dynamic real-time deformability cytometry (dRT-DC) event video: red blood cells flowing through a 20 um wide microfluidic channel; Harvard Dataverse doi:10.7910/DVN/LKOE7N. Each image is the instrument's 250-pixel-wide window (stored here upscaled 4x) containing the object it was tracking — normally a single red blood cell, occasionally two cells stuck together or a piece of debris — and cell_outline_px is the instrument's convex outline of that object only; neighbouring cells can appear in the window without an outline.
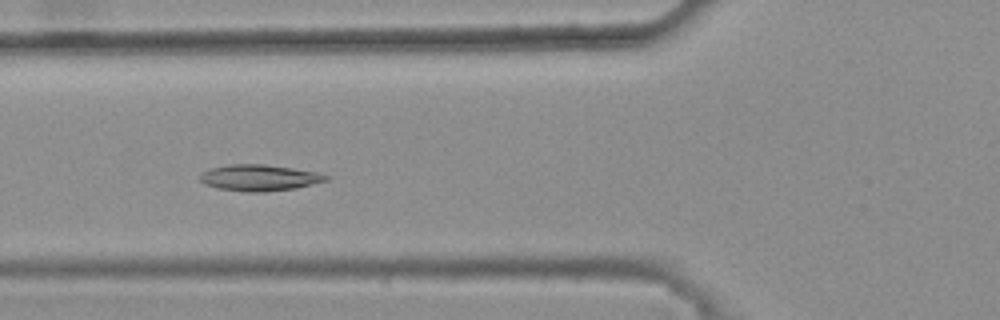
{"species": "common noctule bat (a hibernating species)", "species_latin": "Nyctalus noctula", "temperature_condition": "warm", "stored_images_in_passage": 45, "camera_frame_rate_fps": 3000, "um_per_image_px": 0.085, "animal": {"sex": "female", "body_mass_g": 25.1}, "frame": {"image": 1, "passage_image": 20, "time_ms": 6.333, "image_size_px": [1000, 320], "cell_outline_px": [[328, 180], [296, 188], [264, 192], [244, 192], [216, 188], [204, 184], [200, 180], [200, 176], [204, 172], [212, 168], [228, 164], [264, 164], [292, 168], [316, 172], [328, 176]], "centroid_in_image_um": [22.02, 15.11], "position_along_channel_um": 103.8, "area_um2": 19.19}}
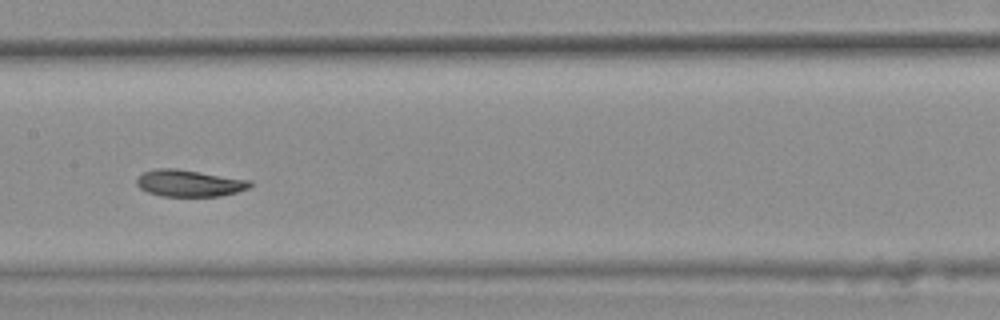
{"frame": {"image": 2, "passage_image": 27, "time_ms": 8.667, "image_size_px": [1000, 320], "cell_outline_px": [[252, 184], [248, 188], [236, 192], [220, 196], [160, 196], [148, 192], [140, 188], [136, 184], [136, 180], [144, 172], [156, 168], [176, 168], [252, 180]], "centroid_in_image_um": [16.09, 15.57], "position_along_channel_um": 191.3, "area_um2": 17.69}}
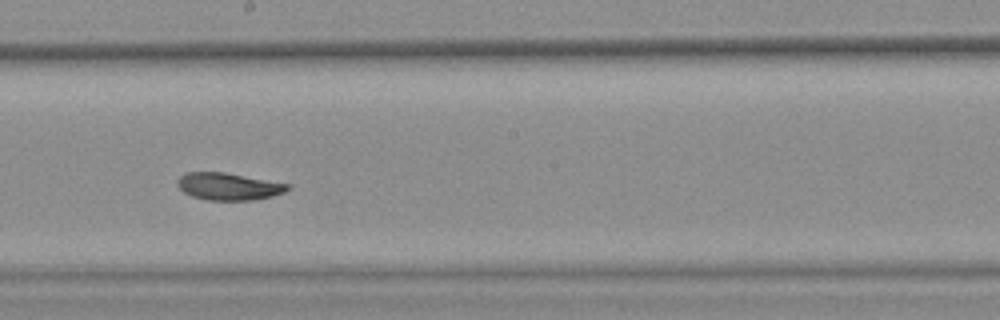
{"frame": {"image": 3, "passage_image": 30, "time_ms": 9.667, "image_size_px": [1000, 320], "cell_outline_px": [[292, 188], [284, 192], [272, 196], [256, 200], [208, 200], [192, 196], [184, 192], [176, 184], [176, 180], [184, 172], [224, 172], [292, 184]], "centroid_in_image_um": [19.45, 15.84], "position_along_channel_um": 228.7, "area_um2": 17.69}, "authors_computed_cell_mechanics": {"area_um2": 18.5538, "velocity_mm_per_s": 3.7635, "shape_relaxation_time_tau1_ms": 4.4665, "shape_relaxation_time_tau2_ms": 3.6968, "deformation_change_tau1": 0.1263, "deformation_change_tau2": 0.069}}